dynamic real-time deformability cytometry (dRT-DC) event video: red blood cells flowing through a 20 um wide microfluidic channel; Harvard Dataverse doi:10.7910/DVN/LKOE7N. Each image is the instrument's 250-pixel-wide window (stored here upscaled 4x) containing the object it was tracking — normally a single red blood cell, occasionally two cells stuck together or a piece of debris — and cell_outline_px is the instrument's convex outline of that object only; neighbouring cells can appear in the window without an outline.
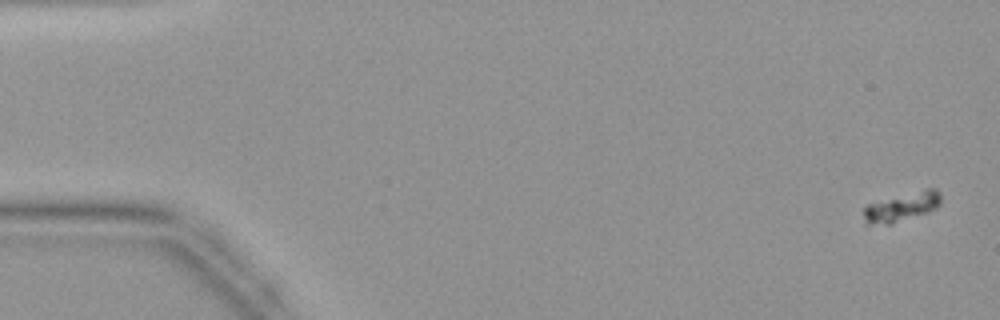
{"species": "common noctule bat (a hibernating species)", "species_latin": "Nyctalus noctula", "temperature_condition": "warm", "stored_images_in_passage": 48, "camera_frame_rate_fps": 3000, "um_per_image_px": 0.085, "animal": {"sex": "female", "body_mass_g": 19.9}, "frame": {"image": 1, "passage_image": 2, "time_ms": 0.333, "image_size_px": [1000, 320], "cell_outline_px": [[940, 204], [936, 208], [928, 212], [892, 224], [864, 224], [864, 208], [868, 204], [928, 188], [936, 188], [940, 192]], "centroid_in_image_um": [76.67, 17.6], "position_along_channel_um": 8.3, "area_um2": 12.83}}
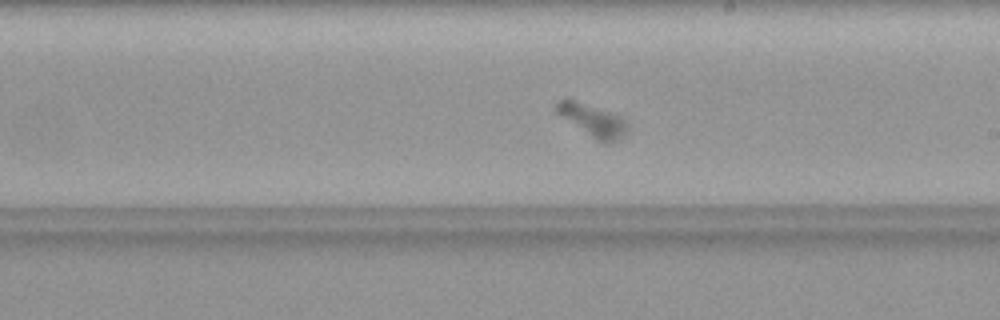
{"frame": {"image": 2, "passage_image": 28, "time_ms": 9.0, "image_size_px": [1000, 320], "cell_outline_px": [[628, 128], [624, 136], [620, 140], [608, 144], [604, 144], [596, 140], [556, 112], [552, 108], [556, 100], [568, 96], [624, 116], [628, 120]], "centroid_in_image_um": [50.39, 10.17], "position_along_channel_um": 238.6, "area_um2": 14.28}}
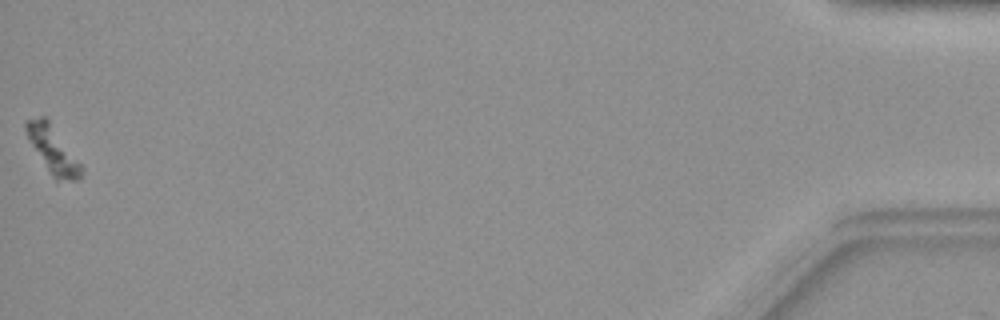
{"frame": {"image": 3, "passage_image": 48, "time_ms": 15.667, "image_size_px": [1000, 320], "cell_outline_px": [[84, 168], [80, 180], [56, 184], [32, 144], [24, 128], [24, 124], [28, 120], [40, 116], [44, 116], [48, 120]], "centroid_in_image_um": [4.54, 12.84], "position_along_channel_um": 430.7, "area_um2": 14.91}}